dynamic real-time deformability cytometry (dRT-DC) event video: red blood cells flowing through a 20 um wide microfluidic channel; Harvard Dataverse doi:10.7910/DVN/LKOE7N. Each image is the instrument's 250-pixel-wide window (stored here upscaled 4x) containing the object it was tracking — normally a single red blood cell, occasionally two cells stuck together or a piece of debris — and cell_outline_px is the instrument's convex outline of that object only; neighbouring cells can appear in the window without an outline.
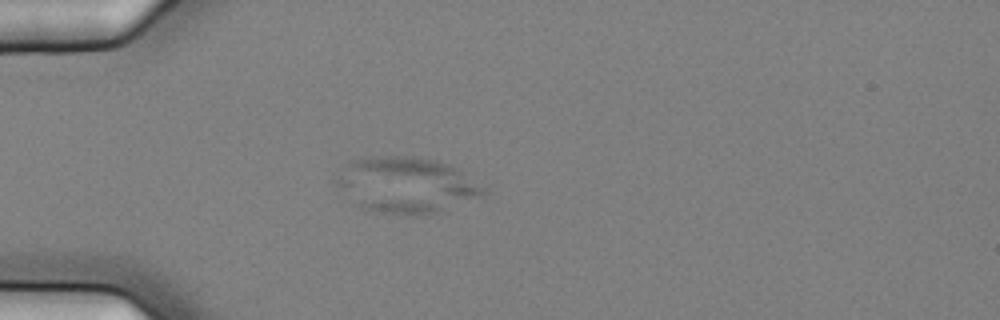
{"species": "common noctule bat (a hibernating species)", "species_latin": "Nyctalus noctula", "temperature_condition": "cold", "stored_images_in_passage": 3, "camera_frame_rate_fps": 3000, "um_per_image_px": 0.085, "animal": {"sex": "female", "body_mass_g": 25.1}, "frame": {"image": 1, "passage_image": 3, "time_ms": 0.667, "image_size_px": [1000, 320], "cell_outline_px": [[488, 192], [480, 196], [436, 212], [416, 216], [384, 212], [360, 208], [352, 204], [332, 180], [352, 160], [384, 156], [412, 156], [436, 160], [448, 164], [456, 168], [484, 188]], "centroid_in_image_um": [34.46, 15.73], "position_along_channel_um": 50.5, "area_um2": 47.34}}